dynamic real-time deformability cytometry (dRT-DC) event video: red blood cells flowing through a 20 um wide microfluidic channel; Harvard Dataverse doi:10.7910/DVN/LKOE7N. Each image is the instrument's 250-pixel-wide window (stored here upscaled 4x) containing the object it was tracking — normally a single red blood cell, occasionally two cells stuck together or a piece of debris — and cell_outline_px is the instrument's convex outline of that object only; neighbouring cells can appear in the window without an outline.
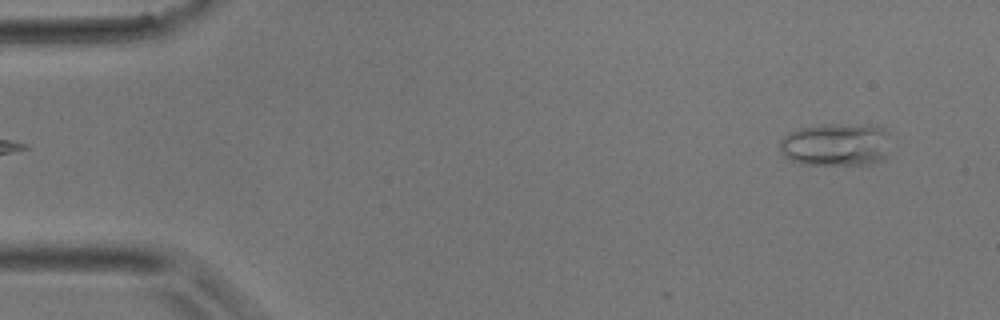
{"species": "common noctule bat (a hibernating species)", "species_latin": "Nyctalus noctula", "temperature_condition": "room temperature", "stored_images_in_passage": 4, "camera_frame_rate_fps": 3000, "um_per_image_px": 0.085, "animal": {"sex": "male", "body_mass_g": 17.9}, "frame": {"image": 1, "passage_image": 4, "time_ms": 1.0, "image_size_px": [1000, 320], "cell_outline_px": [[888, 132], [884, 156], [880, 160], [872, 164], [800, 164], [788, 160], [784, 156], [780, 148], [780, 140], [784, 136], [796, 128], [824, 124], [876, 124]], "centroid_in_image_um": [71.0, 12.27], "position_along_channel_um": 14.0, "area_um2": 27.8}}